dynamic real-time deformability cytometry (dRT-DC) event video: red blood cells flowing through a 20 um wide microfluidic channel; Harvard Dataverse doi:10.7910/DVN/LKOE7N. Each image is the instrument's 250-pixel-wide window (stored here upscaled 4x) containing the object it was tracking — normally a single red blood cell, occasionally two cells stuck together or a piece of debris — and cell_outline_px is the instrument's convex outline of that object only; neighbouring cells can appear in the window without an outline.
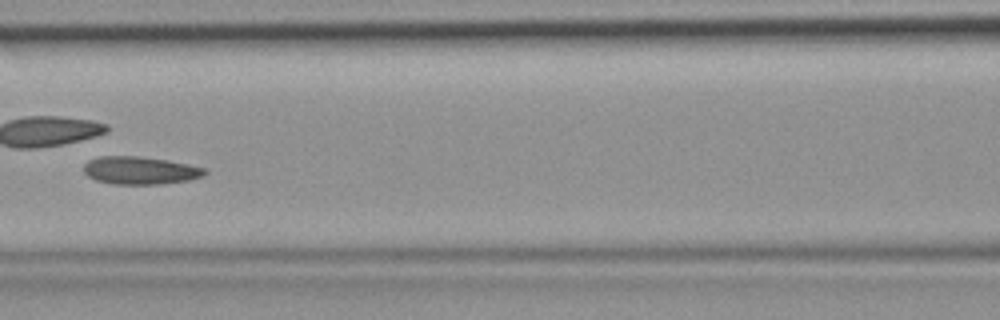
{"species": "common noctule bat (a hibernating species)", "species_latin": "Nyctalus noctula", "temperature_condition": "room temperature", "stored_images_in_passage": 45, "camera_frame_rate_fps": 3000, "um_per_image_px": 0.085, "animal": {"sex": "female", "body_mass_g": 19.9}, "frame": {"image": 1, "passage_image": 20, "time_ms": 6.333, "image_size_px": [1000, 320], "cell_outline_px": [[208, 172], [204, 176], [188, 180], [160, 184], [112, 184], [96, 180], [88, 176], [84, 172], [84, 164], [88, 160], [100, 156], [140, 156], [168, 160], [208, 168]], "centroid_in_image_um": [11.94, 14.48], "position_along_channel_um": 154.7, "area_um2": 19.77}}